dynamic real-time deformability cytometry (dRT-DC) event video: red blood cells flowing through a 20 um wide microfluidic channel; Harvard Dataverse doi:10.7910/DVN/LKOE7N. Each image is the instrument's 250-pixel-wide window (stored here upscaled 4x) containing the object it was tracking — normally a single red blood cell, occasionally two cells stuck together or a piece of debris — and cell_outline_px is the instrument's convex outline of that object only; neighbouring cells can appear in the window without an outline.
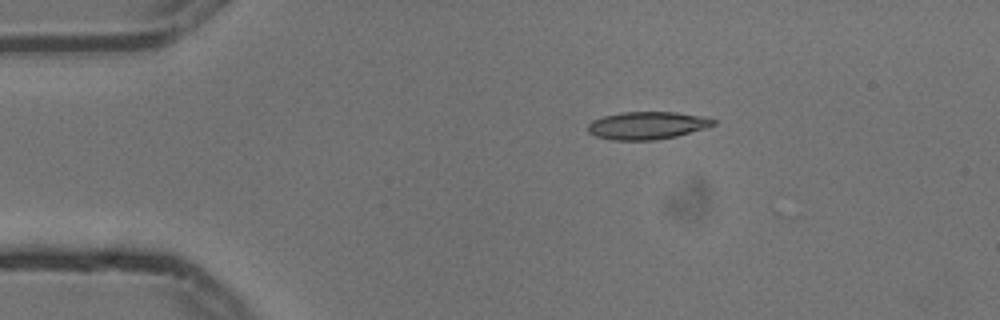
{"species": "common noctule bat (a hibernating species)", "species_latin": "Nyctalus noctula", "temperature_condition": "cold", "stored_images_in_passage": 4, "camera_frame_rate_fps": 3000, "um_per_image_px": 0.085, "animal": {"sex": "male", "body_mass_g": 13.3}, "frame": {"image": 1, "passage_image": 1, "time_ms": 0.0, "image_size_px": [1000, 320], "cell_outline_px": [[716, 124], [704, 128], [676, 136], [652, 140], [612, 140], [596, 136], [588, 132], [588, 124], [592, 120], [604, 116], [624, 112], [676, 112], [700, 116], [716, 120]], "centroid_in_image_um": [54.98, 10.66], "position_along_channel_um": 30.0, "area_um2": 20.0}}
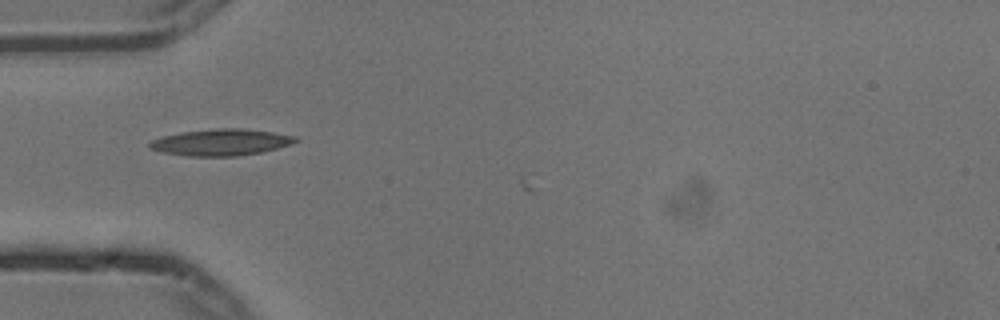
{"frame": {"image": 2, "passage_image": 3, "time_ms": 0.667, "image_size_px": [1000, 320], "cell_outline_px": [[300, 140], [276, 148], [260, 152], [236, 156], [188, 156], [164, 152], [148, 148], [148, 144], [152, 140], [164, 136], [184, 132], [216, 128], [240, 128], [272, 132], [296, 136]], "centroid_in_image_um": [18.78, 12.09], "position_along_channel_um": 66.2, "area_um2": 22.2}}